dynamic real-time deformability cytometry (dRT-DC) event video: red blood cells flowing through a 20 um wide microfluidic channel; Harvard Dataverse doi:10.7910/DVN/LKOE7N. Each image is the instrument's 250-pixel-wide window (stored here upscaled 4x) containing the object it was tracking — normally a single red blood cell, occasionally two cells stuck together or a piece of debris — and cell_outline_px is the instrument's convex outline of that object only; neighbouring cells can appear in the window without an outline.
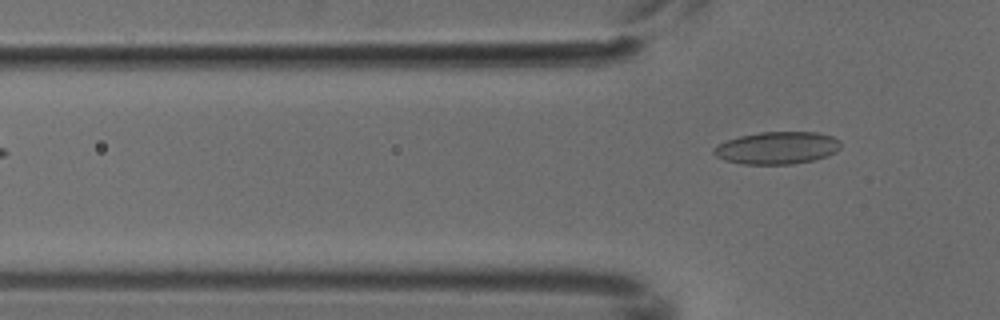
{"species": "common noctule bat (a hibernating species)", "species_latin": "Nyctalus noctula", "temperature_condition": "cold", "stored_images_in_passage": 2, "camera_frame_rate_fps": 3000, "um_per_image_px": 0.085, "animal": {"sex": "male", "body_mass_g": 18.8}, "frame": {"image": 1, "passage_image": 2, "time_ms": 0.333, "image_size_px": [1000, 320], "cell_outline_px": [[840, 148], [836, 152], [828, 156], [816, 160], [792, 164], [744, 164], [724, 160], [716, 156], [712, 152], [712, 148], [716, 144], [740, 136], [760, 132], [816, 132], [832, 136], [840, 140]], "centroid_in_image_um": [66.06, 12.57], "position_along_channel_um": 59.7, "area_um2": 24.16}}